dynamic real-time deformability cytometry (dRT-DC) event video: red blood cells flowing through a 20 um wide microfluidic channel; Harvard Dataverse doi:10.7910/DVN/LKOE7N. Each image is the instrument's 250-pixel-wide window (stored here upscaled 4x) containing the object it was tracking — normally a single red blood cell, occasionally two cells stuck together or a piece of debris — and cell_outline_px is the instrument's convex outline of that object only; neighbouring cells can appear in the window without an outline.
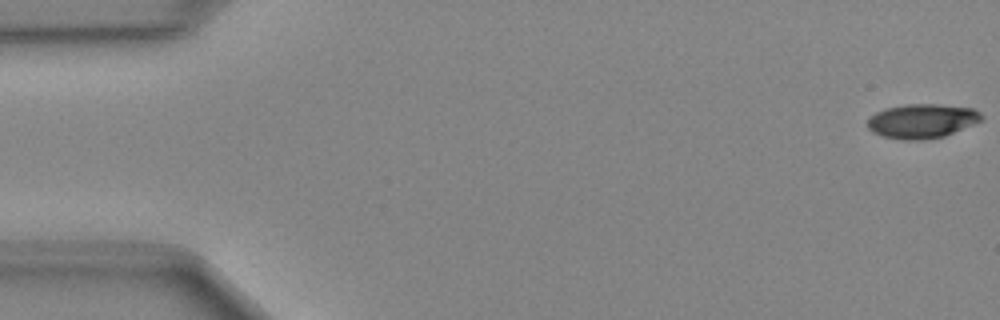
{"species": "Egyptian fruit bat (a non-hibernating species)", "species_latin": "Rousettus aegyptiacus", "temperature_condition": "cold", "stored_images_in_passage": 49, "camera_frame_rate_fps": 3000, "um_per_image_px": 0.085, "animal": {"sex": "female"}, "frame": {"image": 1, "passage_image": 1, "time_ms": 0.0, "image_size_px": [1000, 320], "cell_outline_px": [[984, 120], [944, 136], [920, 140], [904, 140], [884, 136], [872, 132], [868, 128], [868, 120], [876, 112], [884, 108], [908, 104], [936, 104], [972, 108], [980, 112], [984, 116]], "centroid_in_image_um": [78.39, 10.28], "position_along_channel_um": 6.6, "area_um2": 22.72}}
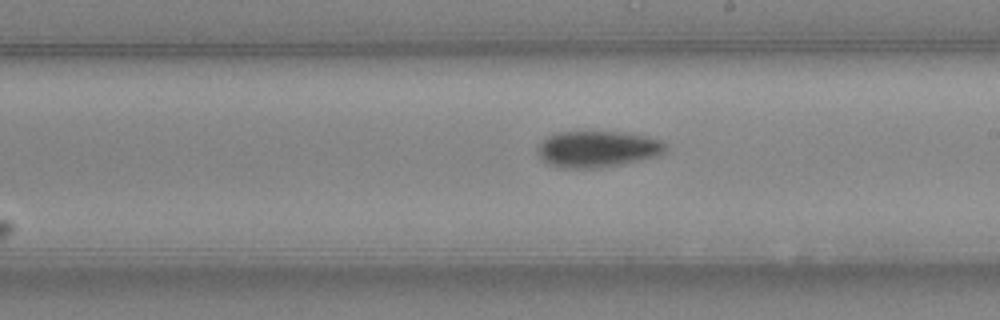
{"frame": {"image": 2, "passage_image": 28, "time_ms": 9.0, "image_size_px": [1000, 320], "cell_outline_px": [[668, 148], [660, 156], [600, 168], [560, 168], [548, 164], [540, 160], [540, 144], [548, 136], [556, 132], [624, 132], [644, 136], [660, 140]], "centroid_in_image_um": [50.8, 12.68], "position_along_channel_um": 238.2, "area_um2": 26.99}}
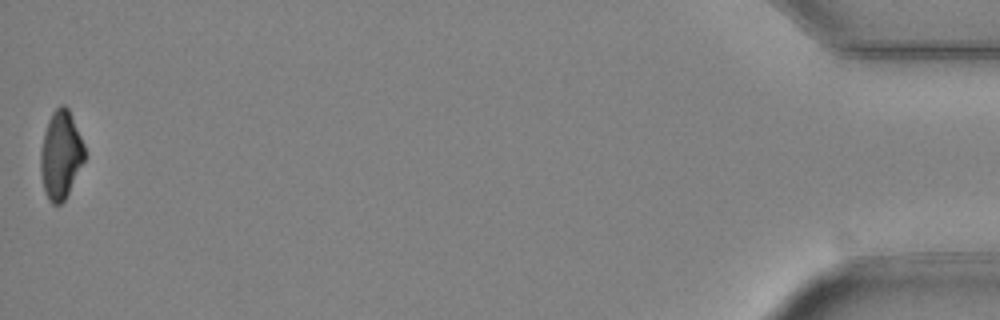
{"frame": {"image": 3, "passage_image": 49, "time_ms": 16.0, "image_size_px": [1000, 320], "cell_outline_px": [[84, 160], [64, 200], [60, 204], [52, 204], [48, 200], [44, 192], [40, 172], [40, 152], [44, 132], [48, 120], [52, 112], [60, 104], [64, 104], [68, 108], [84, 144]], "centroid_in_image_um": [5.13, 13.16], "position_along_channel_um": 430.1, "area_um2": 22.43}}